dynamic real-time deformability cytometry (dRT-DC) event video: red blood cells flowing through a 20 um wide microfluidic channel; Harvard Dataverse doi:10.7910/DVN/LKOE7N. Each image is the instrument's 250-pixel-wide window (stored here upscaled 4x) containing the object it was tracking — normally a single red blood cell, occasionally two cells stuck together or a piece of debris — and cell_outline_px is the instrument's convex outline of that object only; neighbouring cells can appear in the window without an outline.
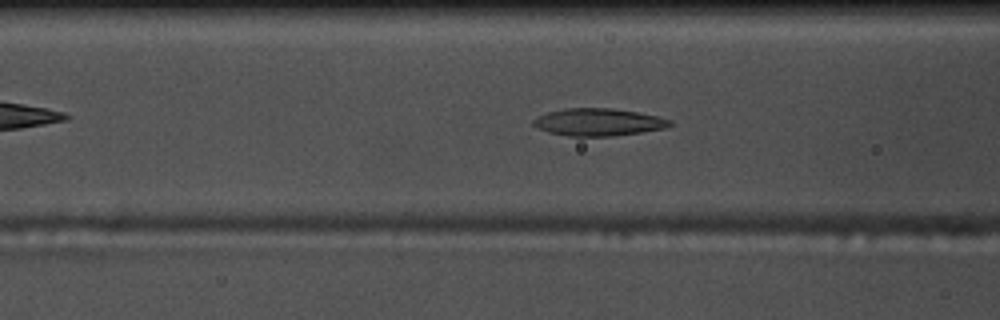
{"species": "common noctule bat (a hibernating species)", "species_latin": "Nyctalus noctula", "temperature_condition": "warm", "stored_images_in_passage": 53, "camera_frame_rate_fps": 3000, "um_per_image_px": 0.085, "animal": {"sex": "male", "body_mass_g": 17.5, "forearm_length_mm": 52.3}, "frame": {"image": 1, "passage_image": 20, "time_ms": 6.333, "image_size_px": [1000, 320], "cell_outline_px": [[672, 124], [664, 128], [640, 132], [612, 136], [568, 136], [548, 132], [536, 128], [532, 124], [532, 120], [536, 116], [548, 112], [564, 108], [612, 108], [636, 112], [656, 116], [672, 120]], "centroid_in_image_um": [50.79, 10.38], "position_along_channel_um": 115.8, "area_um2": 21.79}}
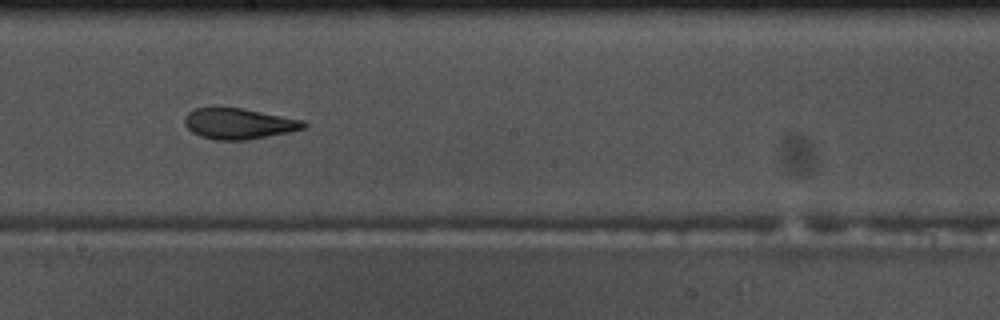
{"frame": {"image": 2, "passage_image": 29, "time_ms": 9.333, "image_size_px": [1000, 320], "cell_outline_px": [[308, 124], [304, 128], [288, 132], [248, 140], [216, 140], [200, 136], [192, 132], [184, 124], [184, 116], [188, 112], [196, 108], [244, 108], [304, 120]], "centroid_in_image_um": [20.29, 10.51], "position_along_channel_um": 227.9, "area_um2": 21.39}}
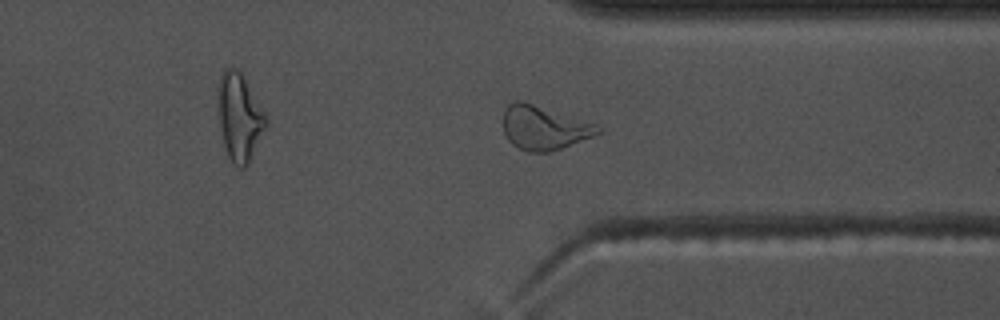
{"frame": {"image": 3, "passage_image": 40, "time_ms": 13.0, "image_size_px": [1000, 320], "cell_outline_px": [[600, 132], [592, 136], [560, 148], [548, 152], [528, 152], [512, 144], [508, 140], [504, 132], [504, 112], [508, 104], [516, 100], [524, 100], [596, 124], [600, 128]], "centroid_in_image_um": [46.2, 10.84], "position_along_channel_um": 365.2, "area_um2": 23.99}, "authors_computed_cell_mechanics": {"area_um2": 22.7154, "velocity_mm_per_s": 3.7556, "shape_relaxation_time_tau1_ms": null, "shape_relaxation_time_tau2_ms": 2.5814, "deformation_change_tau1": null, "deformation_change_tau2": 0.1019}}